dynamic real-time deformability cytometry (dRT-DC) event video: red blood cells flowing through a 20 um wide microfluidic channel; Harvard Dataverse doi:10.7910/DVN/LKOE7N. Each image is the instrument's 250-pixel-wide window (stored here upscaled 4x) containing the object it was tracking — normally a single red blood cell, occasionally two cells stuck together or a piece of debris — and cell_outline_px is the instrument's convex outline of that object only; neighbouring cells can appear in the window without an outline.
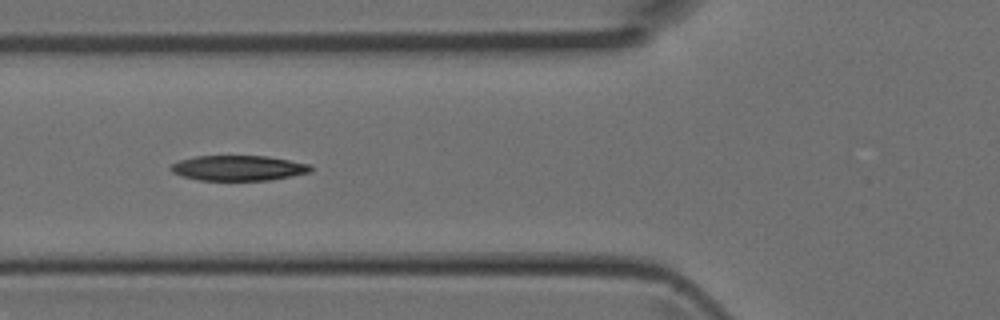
{"species": "Egyptian fruit bat (a non-hibernating species)", "species_latin": "Rousettus aegyptiacus", "temperature_condition": "room temperature", "stored_images_in_passage": 4, "camera_frame_rate_fps": 3000, "um_per_image_px": 0.085, "animal": {"sex": "female"}, "frame": {"image": 1, "passage_image": 4, "time_ms": 1.0, "image_size_px": [1000, 320], "cell_outline_px": [[312, 172], [292, 176], [268, 180], [200, 180], [180, 176], [172, 172], [168, 168], [172, 164], [180, 160], [196, 156], [268, 156], [308, 164], [312, 168]], "centroid_in_image_um": [20.23, 14.28], "position_along_channel_um": 105.6, "area_um2": 20.52}}